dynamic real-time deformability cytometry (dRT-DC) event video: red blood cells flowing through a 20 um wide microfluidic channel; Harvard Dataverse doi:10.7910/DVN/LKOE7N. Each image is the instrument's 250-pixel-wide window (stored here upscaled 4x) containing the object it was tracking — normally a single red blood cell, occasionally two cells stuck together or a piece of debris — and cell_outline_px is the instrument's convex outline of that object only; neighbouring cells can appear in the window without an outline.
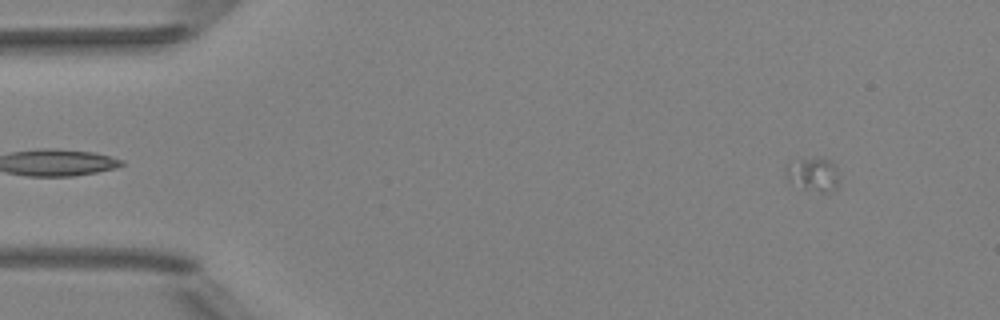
{"species": "Egyptian fruit bat (a non-hibernating species)", "species_latin": "Rousettus aegyptiacus", "temperature_condition": "room temperature", "stored_images_in_passage": 5, "segment_of_instrument_passage": [2, 2], "camera_frame_rate_fps": 3000, "um_per_image_px": 0.085, "animal": {"sex": "female"}, "frame": {"image": 1, "passage_image": 5, "time_ms": 1.333, "image_size_px": [1000, 320], "cell_outline_px": [[836, 188], [828, 192], [820, 192], [800, 188], [788, 180], [784, 172], [784, 164], [788, 160], [816, 156], [820, 156], [832, 160], [836, 164]], "centroid_in_image_um": [69.03, 14.74], "position_along_channel_um": 16.0, "area_um2": 11.04}}